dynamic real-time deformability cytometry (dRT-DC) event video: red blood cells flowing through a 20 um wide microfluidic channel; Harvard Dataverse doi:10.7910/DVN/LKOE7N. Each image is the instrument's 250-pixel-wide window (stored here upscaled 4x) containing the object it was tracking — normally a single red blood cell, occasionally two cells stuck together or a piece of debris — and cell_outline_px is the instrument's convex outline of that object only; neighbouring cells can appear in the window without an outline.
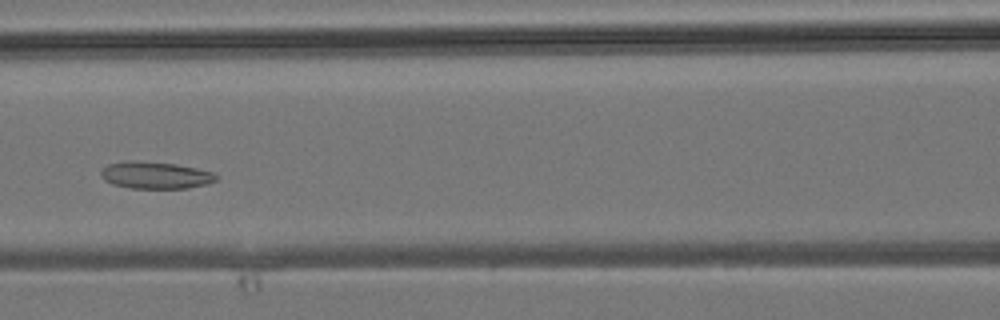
{"species": "common noctule bat (a hibernating species)", "species_latin": "Nyctalus noctula", "temperature_condition": "room temperature", "stored_images_in_passage": 43, "camera_frame_rate_fps": 3000, "um_per_image_px": 0.085, "animal": {"sex": "male", "body_mass_g": 19.2, "forearm_length_mm": 51.8}, "frame": {"image": 1, "passage_image": 18, "time_ms": 5.667, "image_size_px": [1000, 320], "cell_outline_px": [[216, 180], [208, 184], [188, 188], [132, 188], [112, 184], [104, 180], [100, 172], [108, 164], [124, 160], [132, 160], [176, 164], [196, 168], [212, 172], [216, 176]], "centroid_in_image_um": [13.19, 14.89], "position_along_channel_um": 153.4, "area_um2": 18.09}}
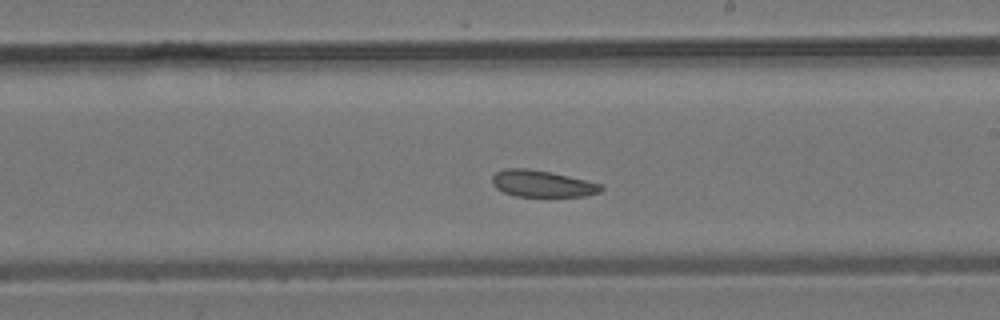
{"frame": {"image": 2, "passage_image": 24, "time_ms": 7.667, "image_size_px": [1000, 320], "cell_outline_px": [[604, 188], [600, 192], [584, 196], [516, 196], [504, 192], [496, 188], [492, 184], [492, 176], [496, 172], [504, 168], [528, 168], [552, 172], [600, 184]], "centroid_in_image_um": [46.04, 15.6], "position_along_channel_um": 243.0, "area_um2": 16.82}}
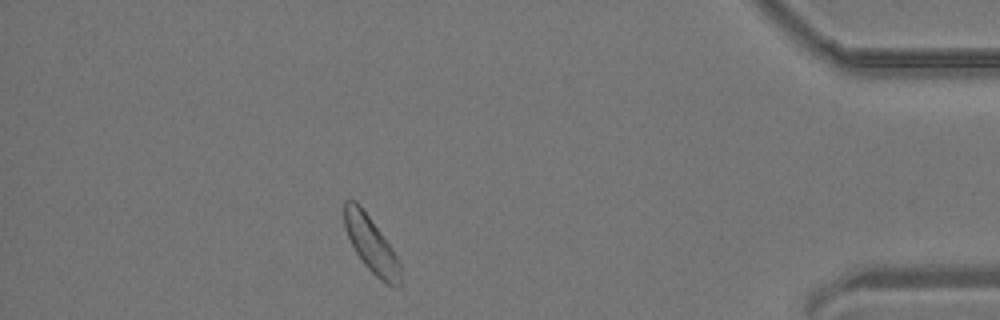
{"frame": {"image": 3, "passage_image": 38, "time_ms": 12.333, "image_size_px": [1000, 320], "cell_outline_px": [[400, 284], [396, 288], [380, 280], [364, 264], [356, 252], [344, 228], [344, 200], [356, 200], [360, 204], [392, 248], [400, 264]], "centroid_in_image_um": [31.53, 20.76], "position_along_channel_um": 403.7, "area_um2": 18.03}}